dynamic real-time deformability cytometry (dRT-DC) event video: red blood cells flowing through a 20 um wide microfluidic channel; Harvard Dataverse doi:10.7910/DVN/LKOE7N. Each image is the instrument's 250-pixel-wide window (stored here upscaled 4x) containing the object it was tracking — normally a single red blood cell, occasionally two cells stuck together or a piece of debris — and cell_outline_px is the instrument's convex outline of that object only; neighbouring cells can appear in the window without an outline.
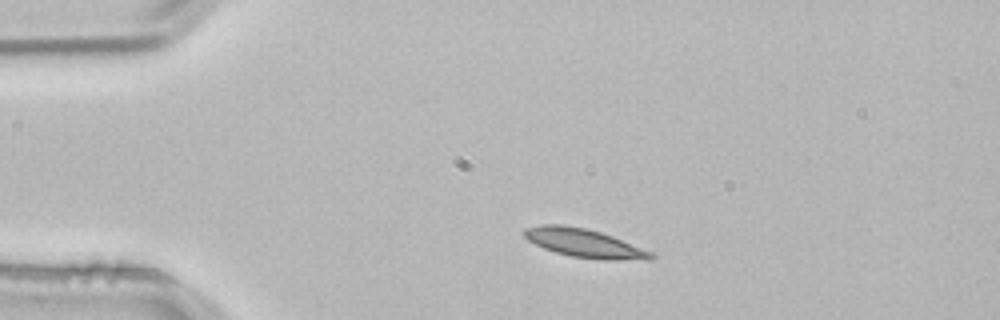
{"species": "common noctule bat (a hibernating species)", "species_latin": "Nyctalus noctula", "temperature_condition": "room temperature", "stored_images_in_passage": 2, "camera_frame_rate_fps": 3000, "um_per_image_px": 0.085, "animal": {"sex": "male", "body_mass_g": 21.5, "forearm_length_mm": 52.0}, "frame": {"image": 1, "passage_image": 1, "time_ms": 0.0, "image_size_px": [1000, 320], "cell_outline_px": [[656, 256], [652, 260], [600, 260], [572, 256], [556, 252], [544, 248], [528, 240], [524, 236], [524, 228], [540, 224], [560, 224], [584, 228], [600, 232], [612, 236], [652, 252]], "centroid_in_image_um": [49.68, 20.67], "position_along_channel_um": 35.3, "area_um2": 21.04}}